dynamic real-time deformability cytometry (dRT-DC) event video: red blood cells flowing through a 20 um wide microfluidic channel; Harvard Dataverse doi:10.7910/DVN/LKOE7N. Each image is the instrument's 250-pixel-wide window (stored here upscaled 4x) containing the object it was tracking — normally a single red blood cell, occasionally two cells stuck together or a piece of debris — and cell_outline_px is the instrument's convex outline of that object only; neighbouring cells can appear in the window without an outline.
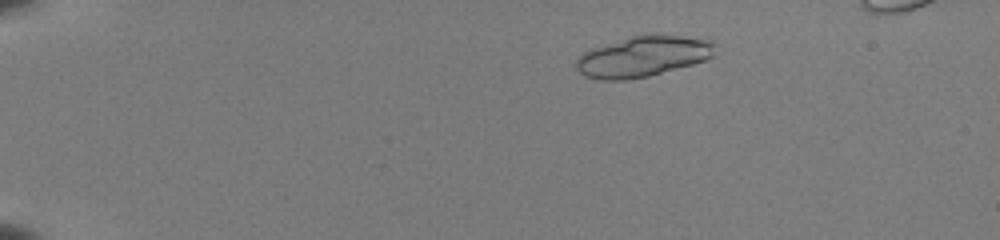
{"species": "common noctule bat (a hibernating species)", "species_latin": "Nyctalus noctula", "temperature_condition": "room temperature", "stored_images_in_passage": 13, "camera_frame_rate_fps": 3000, "um_per_image_px": 0.085, "animal": {"sex": "female", "body_mass_g": 22.0, "forearm_length_mm": 56.7}, "frame": {"image": 1, "passage_image": 1, "time_ms": 0.0, "image_size_px": [1000, 240], "cell_outline_px": [[712, 56], [704, 60], [692, 64], [648, 76], [624, 80], [600, 80], [584, 76], [576, 68], [576, 60], [588, 48], [628, 36], [648, 32], [656, 32], [712, 40]], "centroid_in_image_um": [54.58, 4.75], "position_along_channel_um": 30.4, "area_um2": 33.41}}